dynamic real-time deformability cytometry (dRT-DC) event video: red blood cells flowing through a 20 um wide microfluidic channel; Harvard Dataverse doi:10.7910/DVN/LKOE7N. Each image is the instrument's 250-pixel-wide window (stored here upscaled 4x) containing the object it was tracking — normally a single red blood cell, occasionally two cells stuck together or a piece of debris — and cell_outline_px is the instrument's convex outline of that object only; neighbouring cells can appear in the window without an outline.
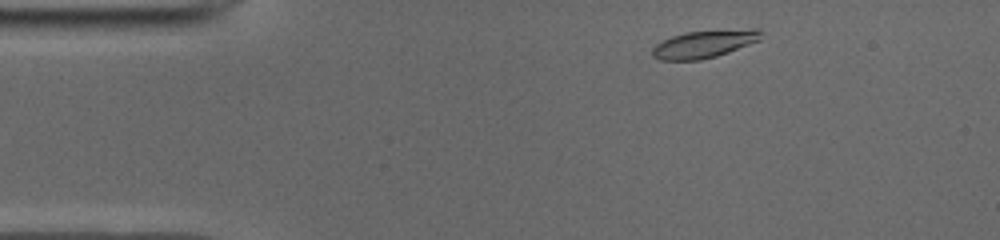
{"species": "common noctule bat (a hibernating species)", "species_latin": "Nyctalus noctula", "temperature_condition": "cold", "stored_images_in_passage": 45, "camera_frame_rate_fps": 3000, "um_per_image_px": 0.085, "animal": {"sex": "male", "body_mass_g": 19.0, "forearm_length_mm": 50.8}, "frame": {"image": 1, "passage_image": 2, "time_ms": 0.333, "image_size_px": [1000, 240], "cell_outline_px": [[760, 40], [728, 52], [716, 56], [700, 60], [660, 60], [652, 56], [652, 48], [656, 44], [672, 36], [688, 32], [752, 28], [760, 28]], "centroid_in_image_um": [59.85, 3.74], "position_along_channel_um": 25.1, "area_um2": 17.34}}
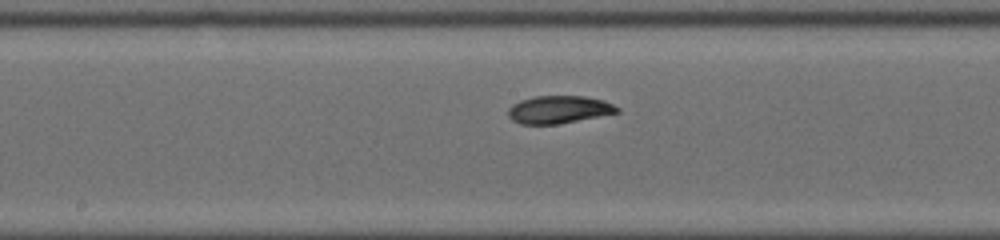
{"frame": {"image": 2, "passage_image": 20, "time_ms": 6.333, "image_size_px": [1000, 240], "cell_outline_px": [[620, 112], [556, 124], [520, 124], [512, 120], [508, 116], [508, 108], [512, 104], [520, 100], [536, 96], [584, 96], [604, 100], [620, 108]], "centroid_in_image_um": [47.48, 9.31], "position_along_channel_um": 200.7, "area_um2": 17.51}}
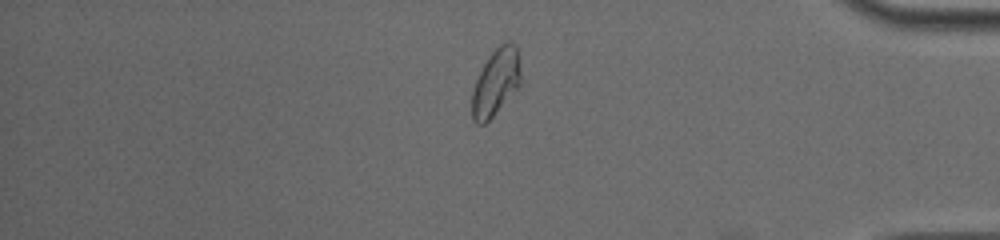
{"frame": {"image": 3, "passage_image": 37, "time_ms": 12.0, "image_size_px": [1000, 240], "cell_outline_px": [[520, 84], [492, 116], [484, 124], [476, 124], [472, 120], [472, 92], [476, 80], [488, 56], [500, 44], [516, 44], [520, 72]], "centroid_in_image_um": [42.11, 7.01], "position_along_channel_um": 393.1, "area_um2": 18.38}, "authors_computed_cell_mechanics": {"area_um2": 17.8024, "velocity_mm_per_s": 3.9264, "shape_relaxation_time_tau1_ms": 5.2063, "shape_relaxation_time_tau2_ms": null, "deformation_change_tau1": 0.1697, "deformation_change_tau2": null}}